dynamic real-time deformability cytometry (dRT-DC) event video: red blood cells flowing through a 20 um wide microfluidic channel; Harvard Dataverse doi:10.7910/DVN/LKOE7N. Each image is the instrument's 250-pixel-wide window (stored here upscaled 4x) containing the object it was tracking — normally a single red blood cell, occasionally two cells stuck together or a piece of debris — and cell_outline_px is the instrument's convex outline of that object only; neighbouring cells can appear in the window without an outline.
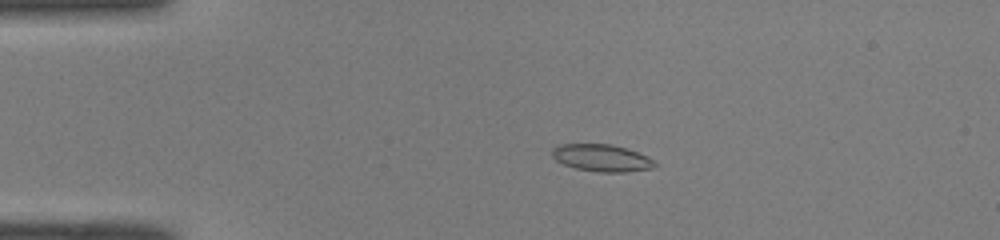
{"species": "common noctule bat (a hibernating species)", "species_latin": "Nyctalus noctula", "temperature_condition": "room temperature", "stored_images_in_passage": 41, "camera_frame_rate_fps": 3000, "um_per_image_px": 0.085, "animal": {"sex": "male", "body_mass_g": 19.0, "forearm_length_mm": 50.8}, "frame": {"image": 1, "passage_image": 2, "time_ms": 0.333, "image_size_px": [1000, 240], "cell_outline_px": [[656, 164], [652, 168], [624, 172], [600, 172], [576, 168], [564, 164], [556, 160], [552, 156], [552, 148], [560, 144], [612, 144], [628, 148], [648, 156]], "centroid_in_image_um": [51.14, 13.41], "position_along_channel_um": 33.9, "area_um2": 16.18}}
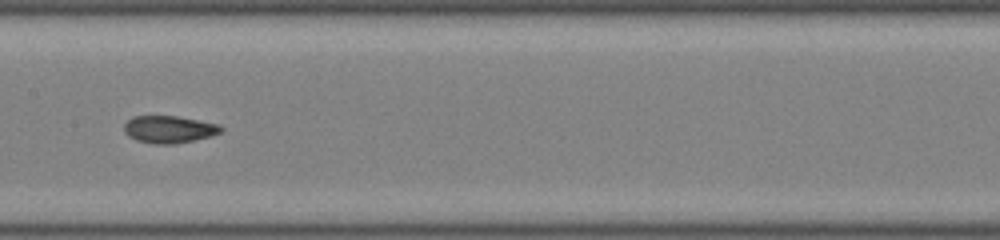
{"frame": {"image": 2, "passage_image": 17, "time_ms": 5.333, "image_size_px": [1000, 240], "cell_outline_px": [[224, 128], [220, 132], [208, 136], [192, 140], [172, 144], [156, 144], [136, 140], [128, 136], [124, 132], [124, 124], [132, 116], [176, 116], [220, 124]], "centroid_in_image_um": [14.34, 10.98], "position_along_channel_um": 193.1, "area_um2": 15.26}}
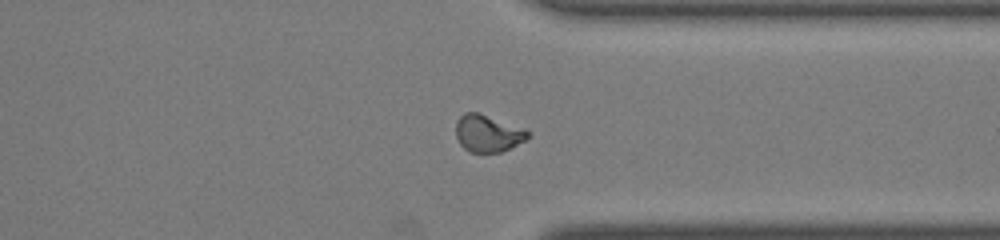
{"frame": {"image": 3, "passage_image": 30, "time_ms": 9.667, "image_size_px": [1000, 240], "cell_outline_px": [[528, 136], [524, 140], [500, 152], [472, 152], [464, 148], [460, 144], [456, 136], [456, 120], [464, 112], [480, 112], [528, 132]], "centroid_in_image_um": [41.37, 11.32], "position_along_channel_um": 370.0, "area_um2": 15.03}, "authors_computed_cell_mechanics": {"area_um2": 15.3748, "velocity_mm_per_s": 4.0939, "shape_relaxation_time_tau1_ms": 8.4568, "shape_relaxation_time_tau2_ms": 1.3214, "deformation_change_tau1": 0.1916, "deformation_change_tau2": 0.0604}}